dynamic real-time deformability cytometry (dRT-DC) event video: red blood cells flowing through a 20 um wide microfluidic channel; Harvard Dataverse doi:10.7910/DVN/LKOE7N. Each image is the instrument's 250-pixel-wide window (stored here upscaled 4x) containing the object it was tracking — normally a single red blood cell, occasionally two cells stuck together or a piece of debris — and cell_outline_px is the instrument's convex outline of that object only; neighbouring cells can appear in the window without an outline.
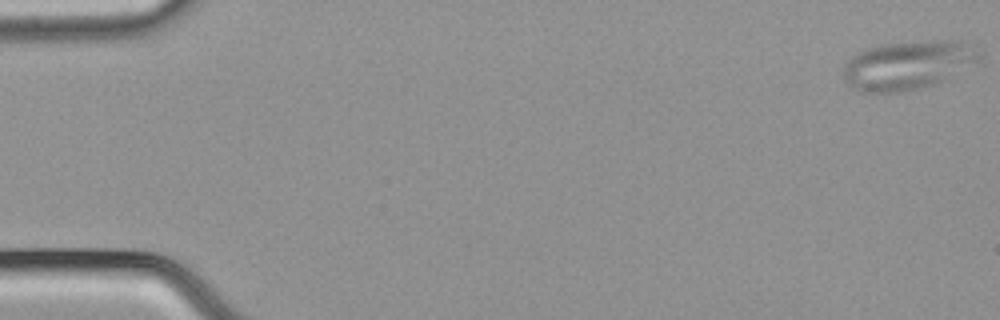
{"species": "common noctule bat (a hibernating species)", "species_latin": "Nyctalus noctula", "temperature_condition": "cold", "stored_images_in_passage": 50, "camera_frame_rate_fps": 3000, "um_per_image_px": 0.085, "animal": {"sex": "male", "body_mass_g": 21.5, "forearm_length_mm": 52.0}, "frame": {"image": 1, "passage_image": 1, "time_ms": 0.0, "image_size_px": [1000, 320], "cell_outline_px": [[984, 56], [980, 60], [932, 84], [920, 88], [900, 92], [860, 92], [848, 84], [844, 80], [844, 64], [852, 56], [868, 48], [884, 44], [932, 40], [960, 40], [976, 44]], "centroid_in_image_um": [77.21, 5.5], "position_along_channel_um": 7.8, "area_um2": 38.49}}
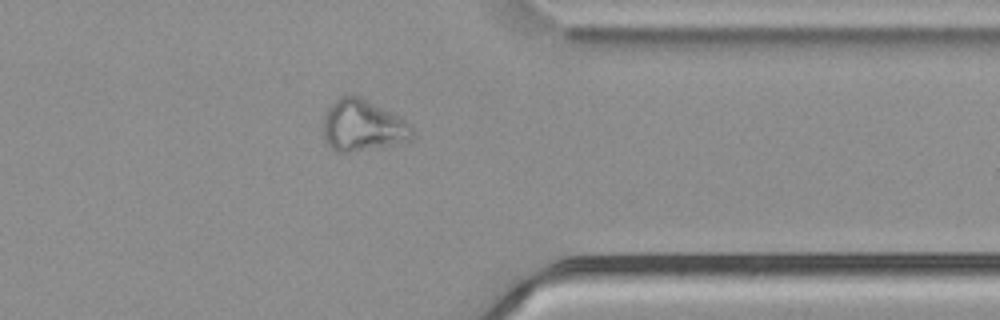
{"frame": {"image": 2, "passage_image": 43, "time_ms": 14.0, "image_size_px": [1000, 320], "cell_outline_px": [[412, 140], [348, 152], [336, 152], [324, 144], [324, 112], [340, 96], [360, 96], [404, 120], [412, 128]], "centroid_in_image_um": [30.76, 10.68], "position_along_channel_um": 380.6, "area_um2": 26.13}}